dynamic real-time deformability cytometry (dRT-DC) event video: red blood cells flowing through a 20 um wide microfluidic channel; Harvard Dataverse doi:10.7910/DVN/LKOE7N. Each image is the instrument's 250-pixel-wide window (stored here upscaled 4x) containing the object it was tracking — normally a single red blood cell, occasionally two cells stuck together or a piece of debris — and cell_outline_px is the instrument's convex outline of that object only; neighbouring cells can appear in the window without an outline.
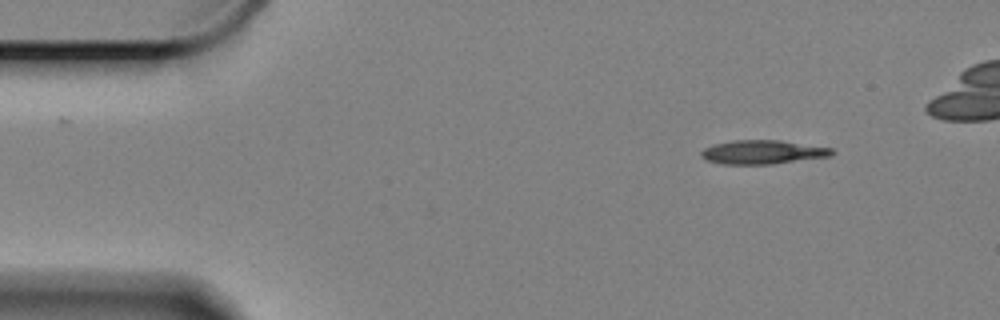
{"species": "Egyptian fruit bat (a non-hibernating species)", "species_latin": "Rousettus aegyptiacus", "temperature_condition": "cold", "stored_images_in_passage": 48, "camera_frame_rate_fps": 3000, "um_per_image_px": 0.085, "animal": {"sex": "female"}, "frame": {"image": 1, "passage_image": 1, "time_ms": 0.0, "image_size_px": [1000, 320], "cell_outline_px": [[836, 152], [832, 156], [772, 164], [720, 164], [708, 160], [700, 156], [700, 152], [704, 148], [712, 144], [732, 140], [780, 140], [832, 148]], "centroid_in_image_um": [64.82, 12.93], "position_along_channel_um": 20.2, "area_um2": 18.32}}
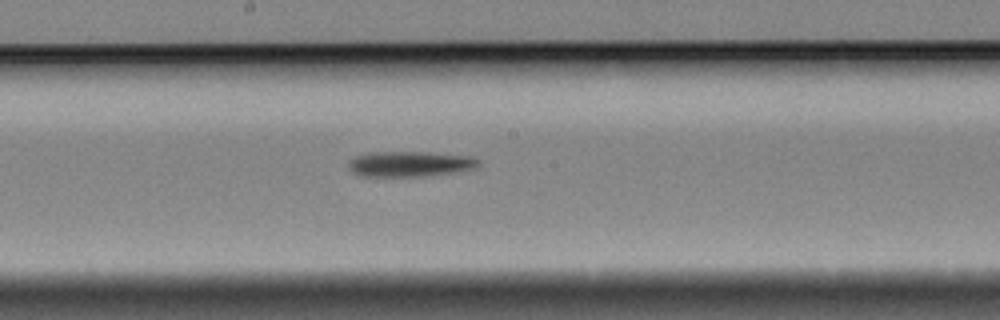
{"frame": {"image": 2, "passage_image": 25, "time_ms": 8.0, "image_size_px": [1000, 320], "cell_outline_px": [[480, 164], [476, 168], [424, 176], [360, 176], [352, 172], [348, 168], [348, 160], [356, 156], [368, 152], [428, 152], [468, 156], [480, 160]], "centroid_in_image_um": [34.78, 13.93], "position_along_channel_um": 213.4, "area_um2": 19.19}}
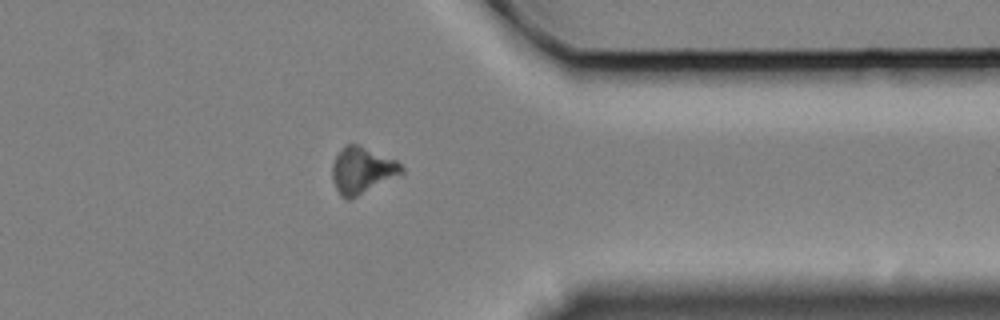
{"frame": {"image": 3, "passage_image": 41, "time_ms": 13.333, "image_size_px": [1000, 320], "cell_outline_px": [[404, 172], [348, 200], [340, 196], [332, 180], [332, 164], [336, 156], [344, 144], [360, 144], [396, 160], [404, 168]], "centroid_in_image_um": [30.75, 14.45], "position_along_channel_um": 380.7, "area_um2": 18.61}, "authors_computed_cell_mechanics": {"area_um2": 18.3226, "velocity_mm_per_s": 3.328, "shape_relaxation_time_tau1_ms": 3.8171, "shape_relaxation_time_tau2_ms": null, "deformation_change_tau1": 0.1233, "deformation_change_tau2": null}}